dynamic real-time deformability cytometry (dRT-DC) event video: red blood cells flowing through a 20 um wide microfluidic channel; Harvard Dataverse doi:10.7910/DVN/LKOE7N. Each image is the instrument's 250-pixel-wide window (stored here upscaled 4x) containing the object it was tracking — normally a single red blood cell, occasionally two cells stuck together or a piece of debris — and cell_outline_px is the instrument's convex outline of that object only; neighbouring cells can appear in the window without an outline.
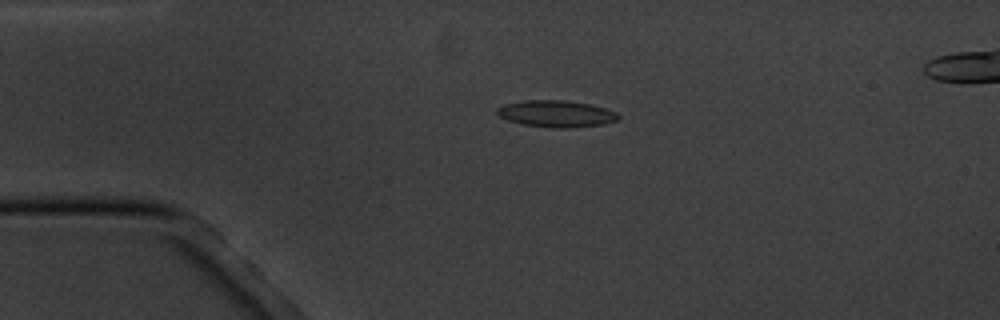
{"species": "common noctule bat (a hibernating species)", "species_latin": "Nyctalus noctula", "temperature_condition": "cold", "stored_images_in_passage": 6, "camera_frame_rate_fps": 3000, "um_per_image_px": 0.085, "animal": {"sex": "male", "body_mass_g": 20.1, "forearm_length_mm": 53.5}, "frame": {"image": 1, "passage_image": 4, "time_ms": 3.333, "image_size_px": [1000, 320], "cell_outline_px": [[620, 116], [616, 120], [604, 124], [572, 128], [552, 128], [524, 124], [508, 120], [500, 116], [496, 112], [496, 108], [504, 104], [524, 100], [564, 100], [588, 104], [604, 108], [616, 112]], "centroid_in_image_um": [47.27, 9.67], "position_along_channel_um": 37.7, "area_um2": 18.79}}